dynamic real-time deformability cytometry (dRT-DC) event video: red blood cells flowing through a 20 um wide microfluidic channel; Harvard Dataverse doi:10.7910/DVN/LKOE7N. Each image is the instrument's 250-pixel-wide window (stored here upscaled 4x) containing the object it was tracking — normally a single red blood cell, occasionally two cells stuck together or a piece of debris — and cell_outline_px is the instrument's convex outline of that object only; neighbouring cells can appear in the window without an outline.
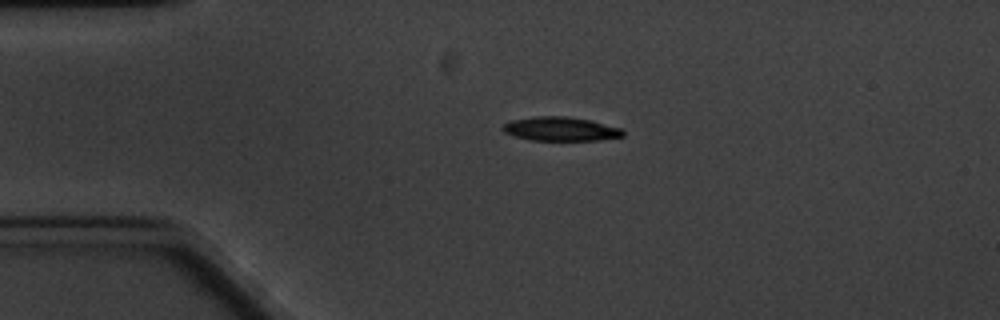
{"species": "common noctule bat (a hibernating species)", "species_latin": "Nyctalus noctula", "temperature_condition": "cold", "stored_images_in_passage": 6, "camera_frame_rate_fps": 3000, "um_per_image_px": 0.085, "animal": {"sex": "male", "body_mass_g": 20.1, "forearm_length_mm": 53.5}, "frame": {"image": 1, "passage_image": 1, "time_ms": 0.0, "image_size_px": [1000, 320], "cell_outline_px": [[624, 136], [596, 140], [532, 140], [516, 136], [504, 132], [500, 128], [508, 120], [532, 116], [568, 116], [588, 120], [620, 128], [624, 132]], "centroid_in_image_um": [47.58, 10.95], "position_along_channel_um": 37.4, "area_um2": 16.7}}
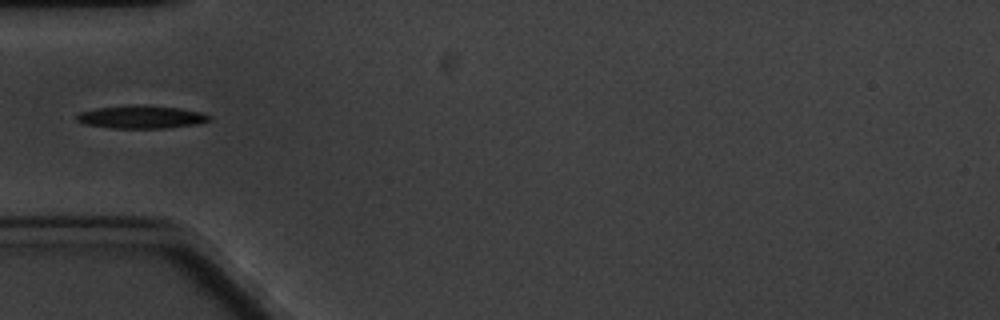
{"frame": {"image": 2, "passage_image": 2, "time_ms": 2.0, "image_size_px": [1000, 320], "cell_outline_px": [[212, 120], [196, 124], [164, 128], [112, 128], [88, 124], [76, 120], [76, 116], [80, 112], [96, 108], [128, 104], [136, 104], [180, 108], [200, 112], [212, 116]], "centroid_in_image_um": [12.03, 9.93], "position_along_channel_um": 73.0, "area_um2": 17.74}}
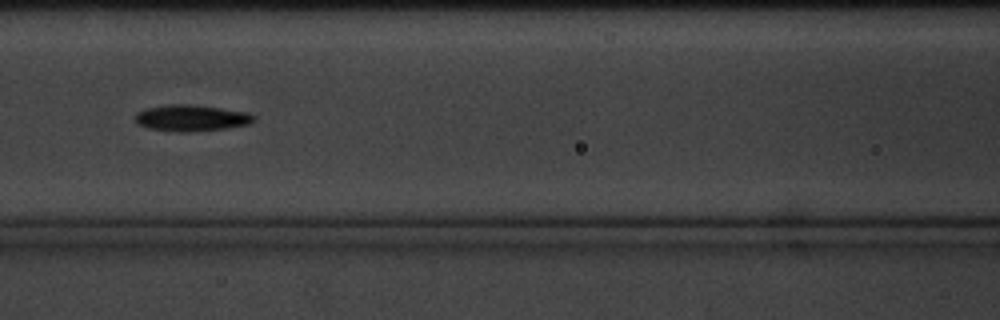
{"frame": {"image": 3, "passage_image": 4, "time_ms": 4.333, "image_size_px": [1000, 320], "cell_outline_px": [[256, 120], [248, 124], [224, 128], [184, 132], [176, 132], [148, 128], [136, 124], [136, 112], [148, 108], [168, 104], [192, 104], [248, 112], [256, 116]], "centroid_in_image_um": [16.26, 10.02], "position_along_channel_um": 150.3, "area_um2": 18.15}}